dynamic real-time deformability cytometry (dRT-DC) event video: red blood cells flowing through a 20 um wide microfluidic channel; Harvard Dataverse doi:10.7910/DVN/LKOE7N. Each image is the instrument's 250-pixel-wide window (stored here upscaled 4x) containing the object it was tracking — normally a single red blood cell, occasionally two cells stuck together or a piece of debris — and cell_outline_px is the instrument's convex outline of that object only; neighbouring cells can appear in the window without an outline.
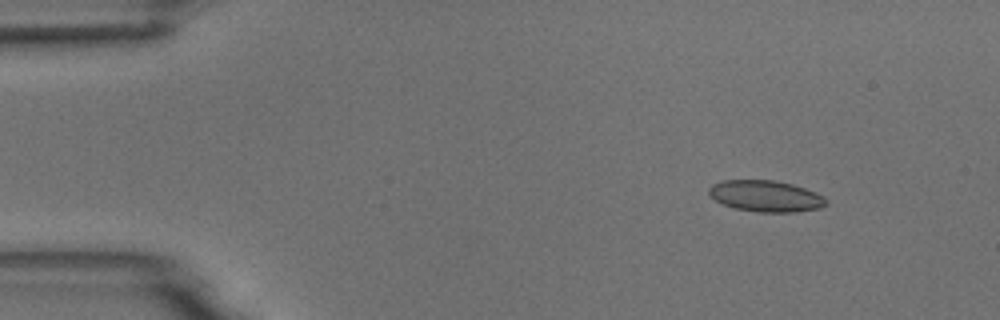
{"species": "common noctule bat (a hibernating species)", "species_latin": "Nyctalus noctula", "temperature_condition": "room temperature", "stored_images_in_passage": 9, "camera_frame_rate_fps": 3000, "um_per_image_px": 0.085, "animal": {"sex": "male", "body_mass_g": 18.8}, "frame": {"image": 1, "passage_image": 1, "time_ms": 0.0, "image_size_px": [1000, 320], "cell_outline_px": [[828, 204], [820, 208], [796, 212], [756, 212], [736, 208], [724, 204], [716, 200], [708, 192], [708, 188], [712, 184], [724, 180], [772, 180], [792, 184], [816, 192], [824, 196], [828, 200]], "centroid_in_image_um": [65.13, 16.67], "position_along_channel_um": 19.9, "area_um2": 21.39}}
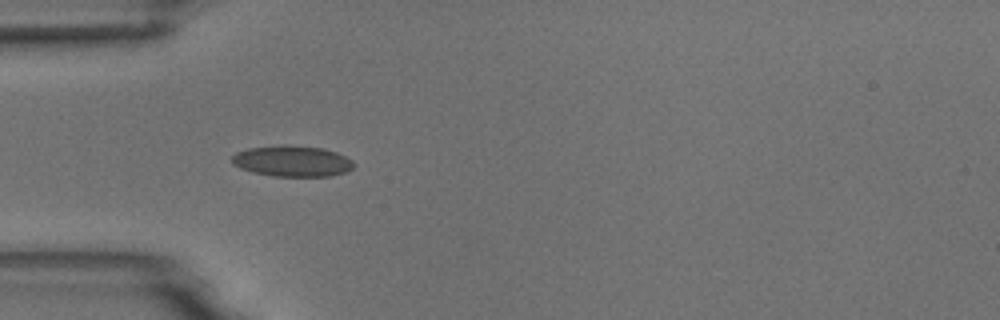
{"frame": {"image": 2, "passage_image": 4, "time_ms": 3.333, "image_size_px": [1000, 320], "cell_outline_px": [[356, 164], [352, 168], [344, 172], [332, 176], [272, 176], [252, 172], [240, 168], [232, 164], [232, 156], [236, 152], [248, 148], [324, 148], [336, 152], [352, 160]], "centroid_in_image_um": [24.85, 13.75], "position_along_channel_um": 60.1, "area_um2": 21.04}}
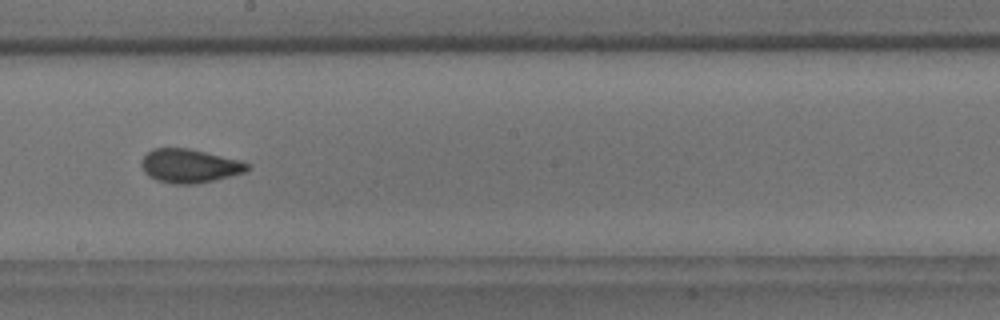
{"frame": {"image": 3, "passage_image": 8, "time_ms": 8.0, "image_size_px": [1000, 320], "cell_outline_px": [[252, 164], [244, 172], [196, 184], [172, 184], [156, 180], [148, 176], [144, 172], [140, 164], [144, 156], [152, 148], [188, 148], [240, 160]], "centroid_in_image_um": [16.07, 14.1], "position_along_channel_um": 232.1, "area_um2": 20.75}}